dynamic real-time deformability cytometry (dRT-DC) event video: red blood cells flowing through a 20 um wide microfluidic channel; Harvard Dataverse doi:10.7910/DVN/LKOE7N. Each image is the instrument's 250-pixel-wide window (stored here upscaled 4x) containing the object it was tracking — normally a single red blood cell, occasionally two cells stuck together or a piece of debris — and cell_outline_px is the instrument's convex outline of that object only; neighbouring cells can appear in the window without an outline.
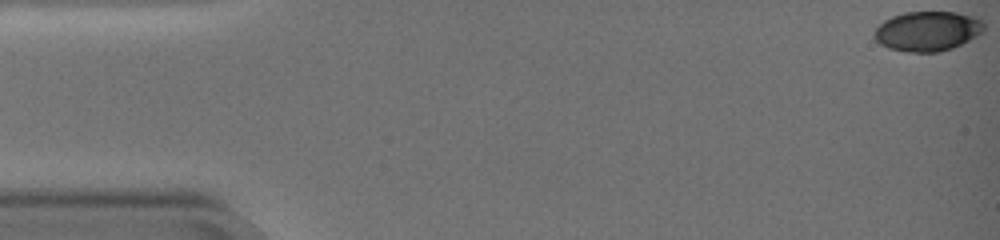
{"species": "common noctule bat (a hibernating species)", "species_latin": "Nyctalus noctula", "temperature_condition": "warm", "stored_images_in_passage": 59, "camera_frame_rate_fps": 3000, "um_per_image_px": 0.085, "animal": {"sex": "female", "body_mass_g": 19.0, "forearm_length_mm": 51.5}, "frame": {"image": 1, "passage_image": 1, "time_ms": 0.0, "image_size_px": [1000, 240], "cell_outline_px": [[984, 32], [952, 48], [940, 52], [908, 52], [888, 48], [880, 44], [876, 40], [876, 28], [884, 20], [892, 16], [904, 12], [956, 12], [980, 16], [984, 20]], "centroid_in_image_um": [78.9, 2.63], "position_along_channel_um": 6.1, "area_um2": 25.61}}
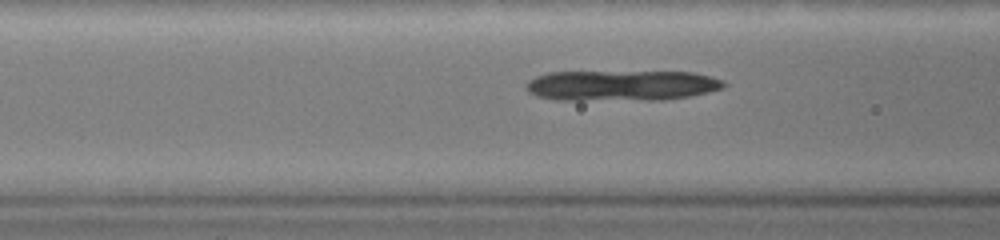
{"frame": {"image": 2, "passage_image": 24, "time_ms": 7.667, "image_size_px": [1000, 240], "cell_outline_px": [[728, 84], [724, 88], [708, 92], [688, 96], [664, 100], [556, 100], [536, 96], [528, 92], [524, 88], [528, 80], [536, 76], [548, 72], [692, 72], [708, 76], [720, 80]], "centroid_in_image_um": [52.78, 7.28], "position_along_channel_um": 113.8, "area_um2": 35.37}}
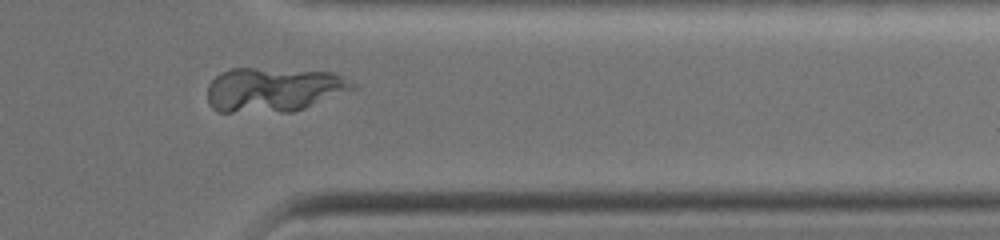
{"frame": {"image": 3, "passage_image": 49, "time_ms": 16.0, "image_size_px": [1000, 240], "cell_outline_px": [[356, 88], [304, 108], [292, 112], [216, 112], [208, 104], [208, 84], [220, 72], [232, 68], [256, 68], [332, 72], [344, 76]], "centroid_in_image_um": [23.2, 7.62], "position_along_channel_um": 388.2, "area_um2": 37.51}}